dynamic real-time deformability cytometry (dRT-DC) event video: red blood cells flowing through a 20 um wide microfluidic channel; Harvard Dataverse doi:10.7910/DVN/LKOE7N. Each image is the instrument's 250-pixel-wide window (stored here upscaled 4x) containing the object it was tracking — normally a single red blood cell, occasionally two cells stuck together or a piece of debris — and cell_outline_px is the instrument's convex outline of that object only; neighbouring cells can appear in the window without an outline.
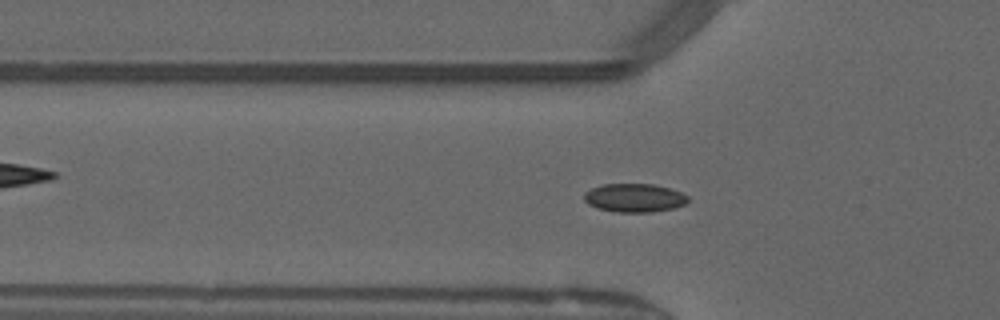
{"species": "common noctule bat (a hibernating species)", "species_latin": "Nyctalus noctula", "temperature_condition": "warm", "stored_images_in_passage": 44, "camera_frame_rate_fps": 3000, "um_per_image_px": 0.085, "animal": {"sex": "male", "forearm_length_mm": 52.5}, "frame": {"image": 1, "passage_image": 10, "time_ms": 3.0, "image_size_px": [1000, 320], "cell_outline_px": [[688, 200], [684, 204], [672, 208], [652, 212], [616, 212], [596, 208], [588, 204], [584, 200], [584, 192], [592, 188], [604, 184], [652, 184], [668, 188], [680, 192], [688, 196]], "centroid_in_image_um": [53.88, 16.82], "position_along_channel_um": 71.9, "area_um2": 17.17}}
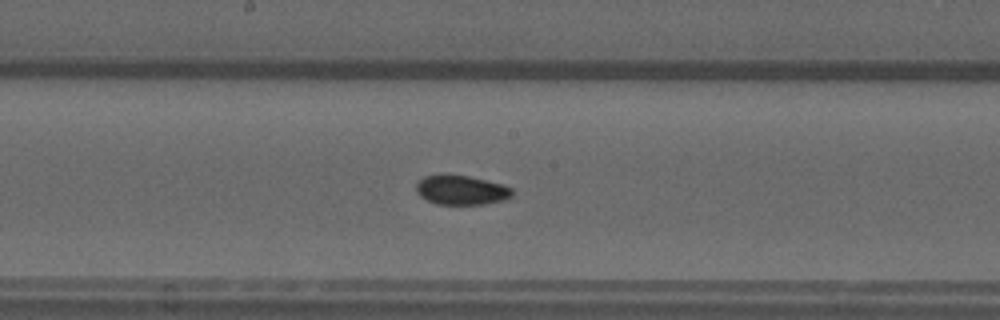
{"frame": {"image": 2, "passage_image": 20, "time_ms": 6.333, "image_size_px": [1000, 320], "cell_outline_px": [[512, 196], [508, 200], [484, 204], [436, 204], [420, 196], [416, 192], [416, 184], [424, 176], [436, 172], [444, 172], [468, 176], [504, 184], [512, 188]], "centroid_in_image_um": [39.2, 16.12], "position_along_channel_um": 209.0, "area_um2": 17.05}}
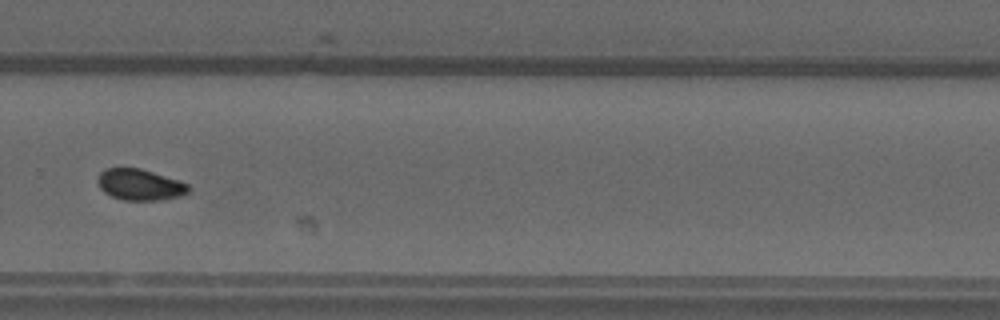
{"frame": {"image": 3, "passage_image": 28, "time_ms": 9.0, "image_size_px": [1000, 320], "cell_outline_px": [[192, 188], [188, 192], [180, 196], [160, 200], [124, 200], [112, 196], [104, 192], [100, 188], [96, 180], [100, 172], [104, 168], [140, 168], [188, 184]], "centroid_in_image_um": [11.86, 15.7], "position_along_channel_um": 317.9, "area_um2": 16.42}, "authors_computed_cell_mechanics": {"area_um2": 16.473, "velocity_mm_per_s": 4.1018, "shape_relaxation_time_tau1_ms": null, "shape_relaxation_time_tau2_ms": 1.2891, "deformation_change_tau1": null, "deformation_change_tau2": 0.0456}}